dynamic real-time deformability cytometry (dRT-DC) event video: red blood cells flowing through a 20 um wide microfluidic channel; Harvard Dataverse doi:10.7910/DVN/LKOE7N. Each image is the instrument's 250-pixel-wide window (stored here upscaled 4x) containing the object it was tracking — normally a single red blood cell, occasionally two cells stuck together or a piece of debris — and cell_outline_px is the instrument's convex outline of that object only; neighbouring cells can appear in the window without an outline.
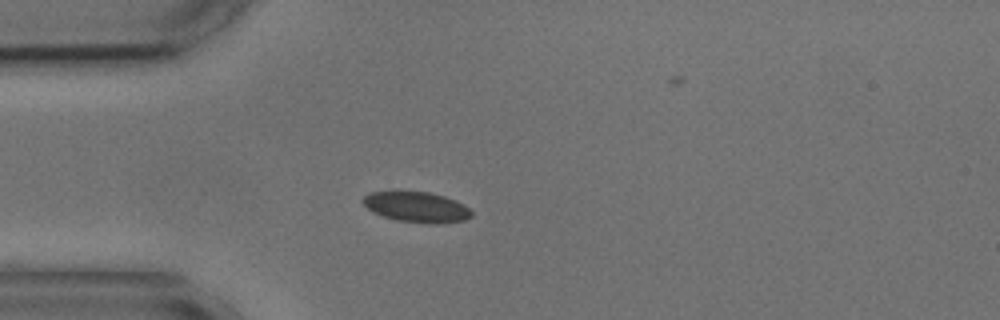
{"species": "common noctule bat (a hibernating species)", "species_latin": "Nyctalus noctula", "temperature_condition": "cold", "stored_images_in_passage": 43, "camera_frame_rate_fps": 3000, "um_per_image_px": 0.085, "animal": {"sex": "male", "body_mass_g": 17.9, "forearm_length_mm": 54.2}, "frame": {"image": 1, "passage_image": 1, "time_ms": 0.0, "image_size_px": [1000, 320], "cell_outline_px": [[472, 216], [464, 220], [440, 224], [428, 224], [396, 220], [372, 212], [360, 200], [368, 192], [392, 188], [428, 192], [444, 196], [456, 200], [464, 204], [472, 212]], "centroid_in_image_um": [35.34, 17.55], "position_along_channel_um": 49.7, "area_um2": 20.17}}
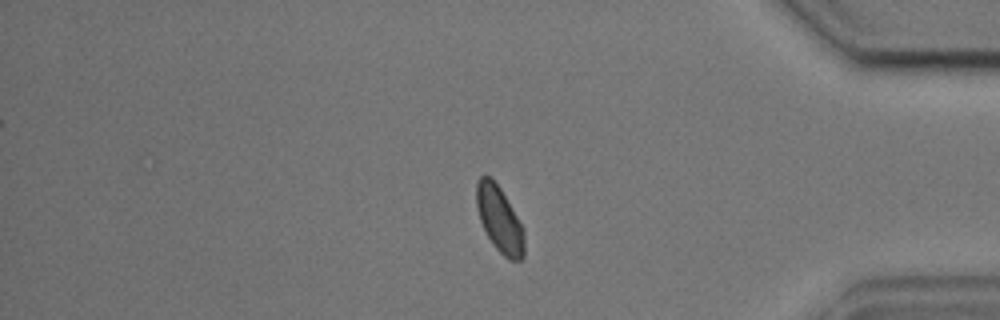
{"frame": {"image": 2, "passage_image": 33, "time_ms": 10.667, "image_size_px": [1000, 320], "cell_outline_px": [[524, 256], [520, 260], [508, 260], [492, 244], [480, 220], [476, 208], [476, 184], [480, 176], [488, 176], [500, 188], [524, 228]], "centroid_in_image_um": [42.46, 18.67], "position_along_channel_um": 392.7, "area_um2": 18.21}}
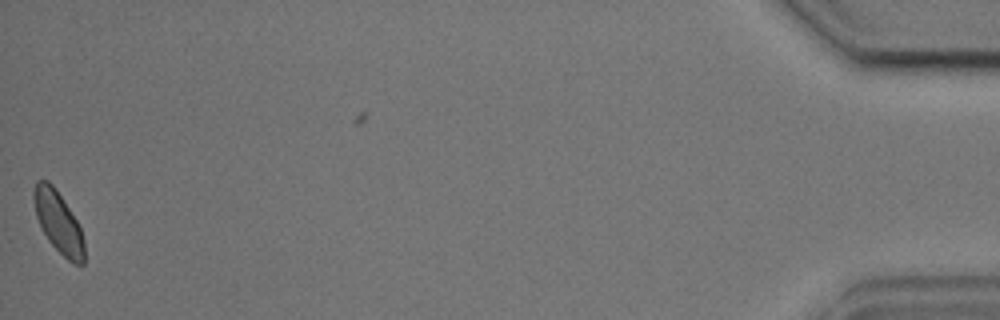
{"frame": {"image": 3, "passage_image": 42, "time_ms": 13.667, "image_size_px": [1000, 320], "cell_outline_px": [[84, 264], [72, 264], [48, 240], [36, 216], [32, 196], [32, 192], [36, 180], [48, 180], [56, 188], [76, 220], [80, 228], [84, 240]], "centroid_in_image_um": [4.95, 18.86], "position_along_channel_um": 430.3, "area_um2": 17.98}, "authors_computed_cell_mechanics": {"area_um2": 18.8428, "velocity_mm_per_s": 3.5653, "shape_relaxation_time_tau1_ms": null, "shape_relaxation_time_tau2_ms": 2.1354, "deformation_change_tau1": null, "deformation_change_tau2": 0.0467}}